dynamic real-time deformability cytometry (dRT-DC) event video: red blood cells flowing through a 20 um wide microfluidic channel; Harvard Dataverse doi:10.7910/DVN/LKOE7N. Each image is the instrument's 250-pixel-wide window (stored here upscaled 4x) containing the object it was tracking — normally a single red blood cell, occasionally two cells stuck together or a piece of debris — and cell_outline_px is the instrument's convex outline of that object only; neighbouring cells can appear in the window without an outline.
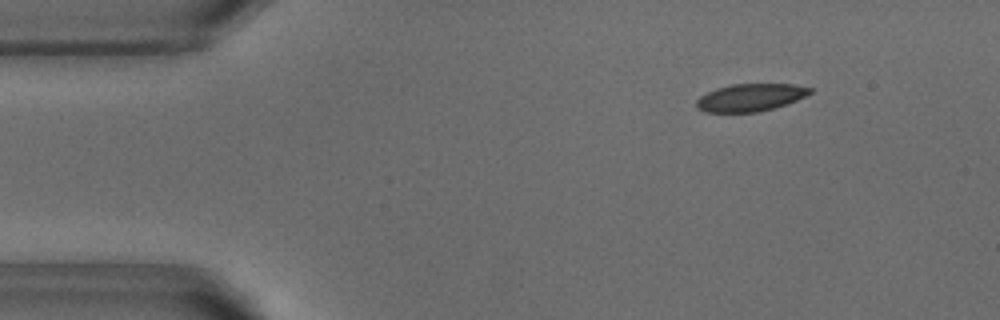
{"species": "common noctule bat (a hibernating species)", "species_latin": "Nyctalus noctula", "temperature_condition": "warm", "stored_images_in_passage": 53, "camera_frame_rate_fps": 3000, "um_per_image_px": 0.085, "animal": {"sex": "male", "body_mass_g": 18.8}, "frame": {"image": 1, "passage_image": 7, "time_ms": 2.0, "image_size_px": [1000, 320], "cell_outline_px": [[812, 92], [796, 100], [772, 108], [756, 112], [704, 112], [696, 108], [696, 100], [700, 96], [716, 88], [732, 84], [792, 84], [812, 88]], "centroid_in_image_um": [63.73, 8.28], "position_along_channel_um": 21.3, "area_um2": 18.03}}
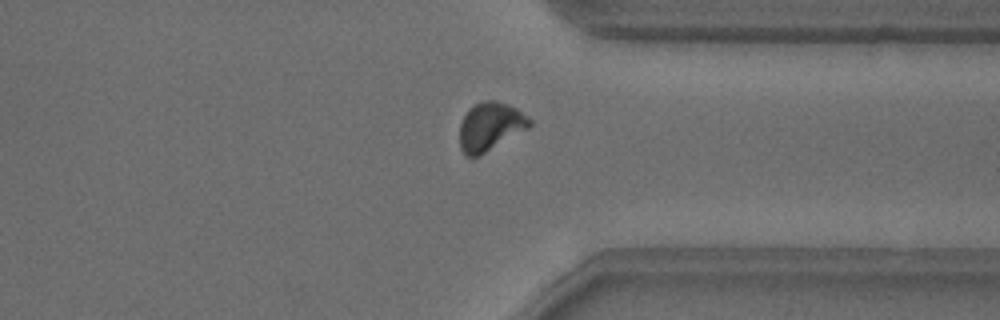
{"frame": {"image": 2, "passage_image": 40, "time_ms": 13.0, "image_size_px": [1000, 320], "cell_outline_px": [[532, 124], [528, 128], [480, 156], [464, 156], [460, 148], [460, 124], [468, 108], [480, 100], [496, 100], [508, 104], [516, 108], [532, 120]], "centroid_in_image_um": [41.65, 10.74], "position_along_channel_um": 369.7, "area_um2": 19.88}}
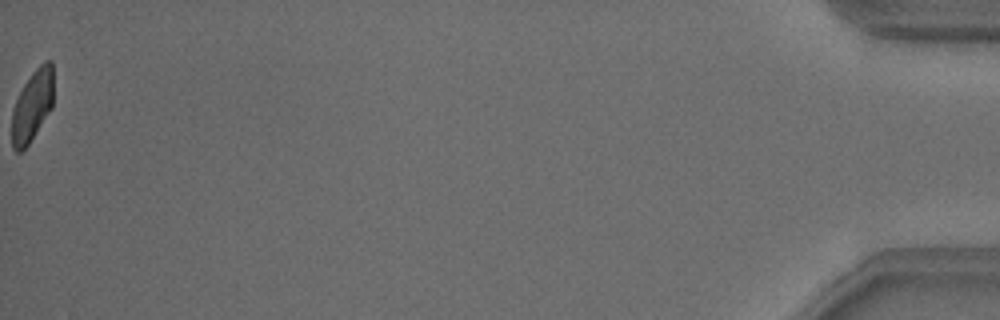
{"frame": {"image": 3, "passage_image": 53, "time_ms": 17.333, "image_size_px": [1000, 320], "cell_outline_px": [[52, 108], [28, 144], [20, 152], [16, 152], [12, 148], [12, 112], [16, 100], [24, 84], [32, 72], [44, 60], [52, 60]], "centroid_in_image_um": [2.74, 8.98], "position_along_channel_um": 432.5, "area_um2": 17.05}, "authors_computed_cell_mechanics": {"area_um2": 19.1896, "velocity_mm_per_s": 3.8206, "shape_relaxation_time_tau1_ms": 3.8354, "shape_relaxation_time_tau2_ms": 1.0217, "deformation_change_tau1": 0.1309, "deformation_change_tau2": 0.0598}}